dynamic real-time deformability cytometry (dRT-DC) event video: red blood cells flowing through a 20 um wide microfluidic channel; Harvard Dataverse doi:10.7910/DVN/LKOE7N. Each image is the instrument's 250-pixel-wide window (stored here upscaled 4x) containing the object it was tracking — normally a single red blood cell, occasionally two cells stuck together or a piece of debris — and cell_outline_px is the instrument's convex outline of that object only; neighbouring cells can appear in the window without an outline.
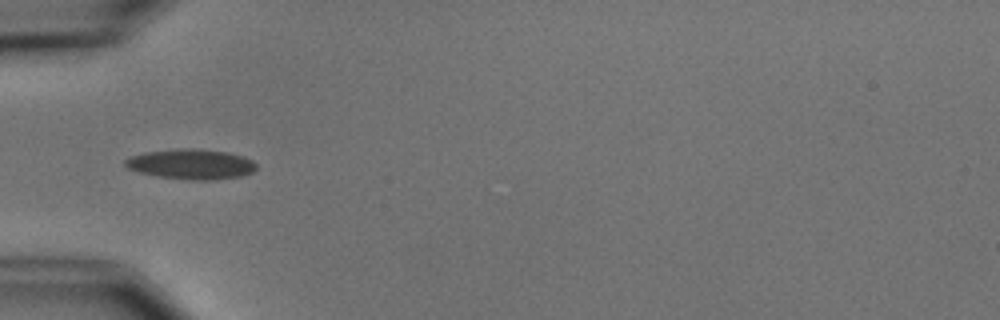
{"species": "common noctule bat (a hibernating species)", "species_latin": "Nyctalus noctula", "temperature_condition": "cold", "stored_images_in_passage": 5, "camera_frame_rate_fps": 3000, "um_per_image_px": 0.085, "animal": {"sex": "male", "body_mass_g": 15.6}, "frame": {"image": 1, "passage_image": 5, "time_ms": 4.667, "image_size_px": [1000, 320], "cell_outline_px": [[256, 168], [252, 172], [240, 176], [212, 180], [192, 180], [156, 176], [140, 172], [128, 168], [124, 164], [124, 160], [132, 156], [144, 152], [180, 148], [192, 148], [228, 152], [244, 156], [252, 160], [256, 164]], "centroid_in_image_um": [16.25, 13.95], "position_along_channel_um": 68.8, "area_um2": 23.0}}